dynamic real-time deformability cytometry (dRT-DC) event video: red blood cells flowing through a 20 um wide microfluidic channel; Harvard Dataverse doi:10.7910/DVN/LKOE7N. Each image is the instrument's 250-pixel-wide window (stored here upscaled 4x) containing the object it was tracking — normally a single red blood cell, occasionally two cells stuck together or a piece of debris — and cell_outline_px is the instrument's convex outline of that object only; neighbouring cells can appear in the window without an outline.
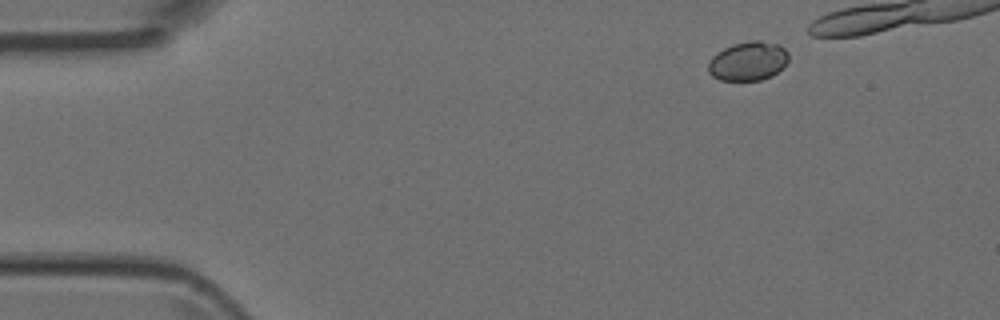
{"species": "Egyptian fruit bat (a non-hibernating species)", "species_latin": "Rousettus aegyptiacus", "temperature_condition": "room temperature", "stored_images_in_passage": 5, "camera_frame_rate_fps": 3000, "um_per_image_px": 0.085, "animal": {"sex": "female"}, "frame": {"image": 1, "passage_image": 1, "time_ms": 0.0, "image_size_px": [1000, 320], "cell_outline_px": [[788, 60], [772, 76], [760, 80], [720, 80], [712, 76], [708, 72], [708, 64], [712, 56], [716, 52], [732, 44], [752, 40], [760, 40], [780, 44], [788, 52]], "centroid_in_image_um": [63.57, 5.18], "position_along_channel_um": 21.4, "area_um2": 18.32}}